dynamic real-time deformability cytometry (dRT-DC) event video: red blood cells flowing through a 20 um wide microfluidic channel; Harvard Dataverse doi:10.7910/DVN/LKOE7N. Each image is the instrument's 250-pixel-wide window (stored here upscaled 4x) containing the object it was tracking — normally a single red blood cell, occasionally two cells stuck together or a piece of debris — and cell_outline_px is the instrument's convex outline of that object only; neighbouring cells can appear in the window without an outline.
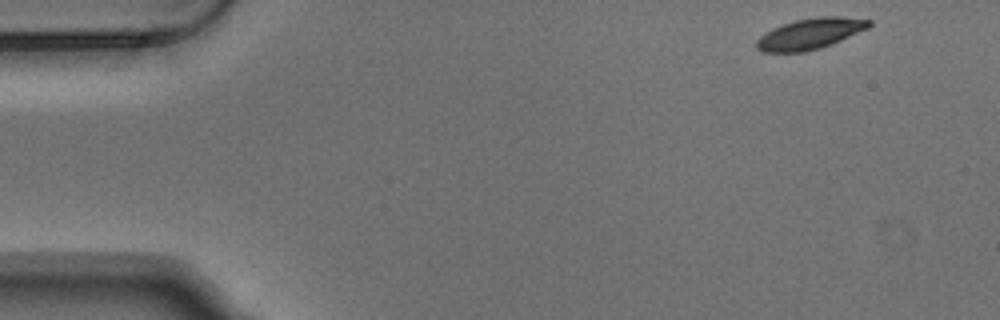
{"species": "Egyptian fruit bat (a non-hibernating species)", "species_latin": "Rousettus aegyptiacus", "temperature_condition": "warm", "stored_images_in_passage": 3, "camera_frame_rate_fps": 3000, "um_per_image_px": 0.085, "animal": {"sex": "male"}, "frame": {"image": 1, "passage_image": 1, "time_ms": 0.0, "image_size_px": [1000, 320], "cell_outline_px": [[872, 24], [868, 28], [840, 40], [820, 48], [804, 52], [764, 52], [756, 48], [756, 40], [764, 32], [772, 28], [796, 20], [820, 16], [840, 16], [872, 20]], "centroid_in_image_um": [68.85, 2.86], "position_along_channel_um": 16.2, "area_um2": 20.11}}
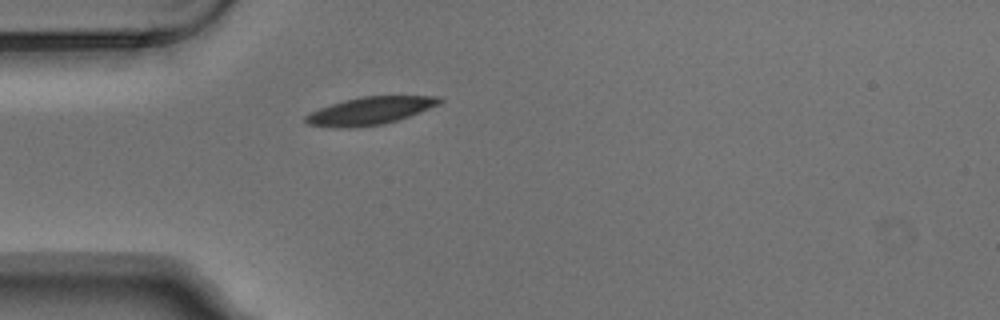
{"frame": {"image": 2, "passage_image": 3, "time_ms": 0.667, "image_size_px": [1000, 320], "cell_outline_px": [[444, 100], [440, 104], [420, 112], [384, 124], [356, 128], [340, 128], [308, 124], [304, 120], [304, 116], [308, 112], [344, 100], [360, 96], [440, 96]], "centroid_in_image_um": [31.44, 9.42], "position_along_channel_um": 53.6, "area_um2": 21.68}}